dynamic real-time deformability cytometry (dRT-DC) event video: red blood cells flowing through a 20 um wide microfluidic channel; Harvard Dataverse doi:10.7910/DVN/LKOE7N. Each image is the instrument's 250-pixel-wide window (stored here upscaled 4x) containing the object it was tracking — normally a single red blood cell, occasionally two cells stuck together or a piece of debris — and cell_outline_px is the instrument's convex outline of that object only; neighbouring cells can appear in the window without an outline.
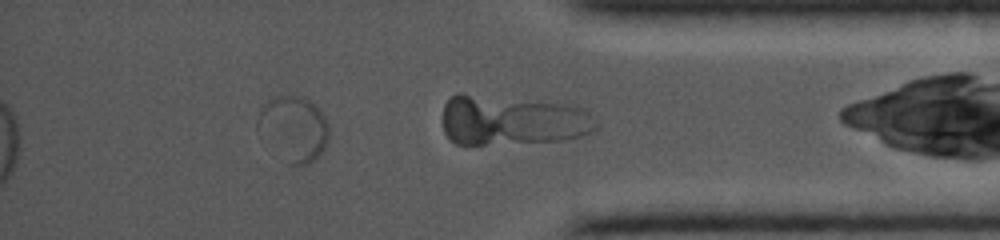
{"species": "common noctule bat (a hibernating species)", "species_latin": "Nyctalus noctula", "temperature_condition": "cold", "stored_images_in_passage": 20, "camera_frame_rate_fps": 5000, "um_per_image_px": 0.085, "animal": {"sex": "female", "body_mass_g": 19.0, "forearm_length_mm": 56.7}, "frame": {"image": 1, "passage_image": 17, "time_ms": 10.4, "image_size_px": [1000, 240], "cell_outline_px": [[328, 140], [324, 148], [308, 164], [288, 164], [256, 128], [256, 120], [260, 108], [268, 100], [276, 96], [304, 96], [324, 116], [328, 124]], "centroid_in_image_um": [24.93, 10.9], "position_along_channel_um": 410.3, "area_um2": 26.47}}